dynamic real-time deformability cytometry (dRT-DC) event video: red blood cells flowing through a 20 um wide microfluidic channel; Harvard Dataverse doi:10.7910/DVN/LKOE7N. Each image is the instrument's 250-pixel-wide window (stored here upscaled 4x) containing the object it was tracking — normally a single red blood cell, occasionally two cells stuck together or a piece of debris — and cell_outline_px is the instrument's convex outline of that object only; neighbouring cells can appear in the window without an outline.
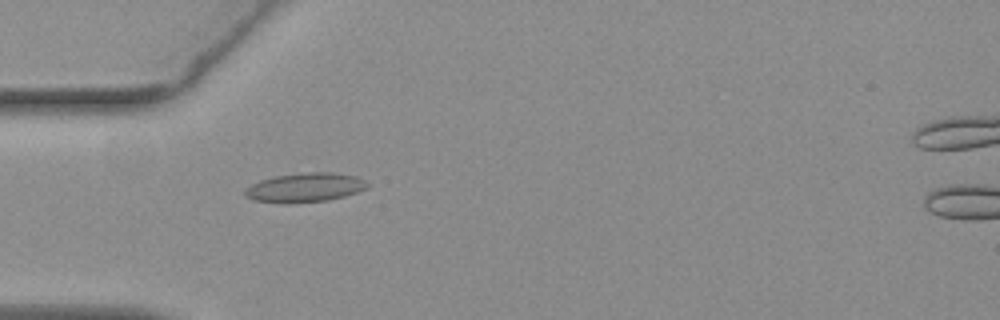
{"species": "common noctule bat (a hibernating species)", "species_latin": "Nyctalus noctula", "temperature_condition": "warm", "stored_images_in_passage": 44, "camera_frame_rate_fps": 3000, "um_per_image_px": 0.085, "animal": {"sex": "female", "body_mass_g": 19.3, "forearm_length_mm": 54.1}, "frame": {"image": 1, "passage_image": 6, "time_ms": 1.667, "image_size_px": [1000, 320], "cell_outline_px": [[368, 188], [344, 196], [328, 200], [252, 200], [244, 196], [244, 188], [260, 180], [276, 176], [308, 172], [332, 172], [356, 176], [364, 180], [368, 184]], "centroid_in_image_um": [25.96, 15.88], "position_along_channel_um": 59.0, "area_um2": 19.83}}
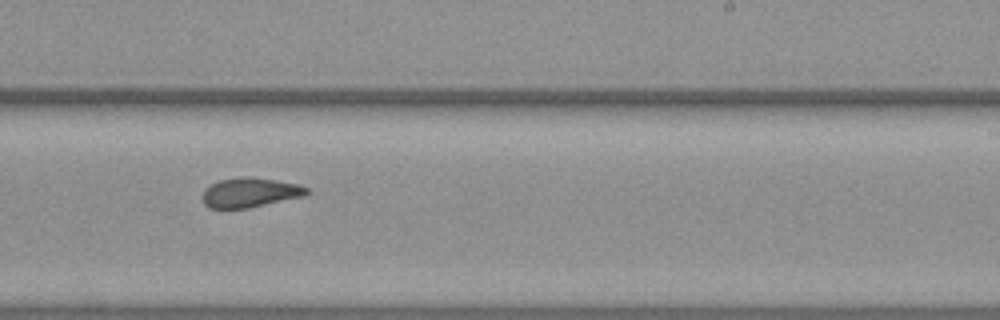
{"frame": {"image": 2, "passage_image": 23, "time_ms": 7.333, "image_size_px": [1000, 320], "cell_outline_px": [[312, 192], [304, 196], [248, 208], [208, 208], [204, 204], [204, 192], [212, 184], [220, 180], [276, 180], [296, 184], [308, 188]], "centroid_in_image_um": [21.31, 16.43], "position_along_channel_um": 267.7, "area_um2": 16.88}}
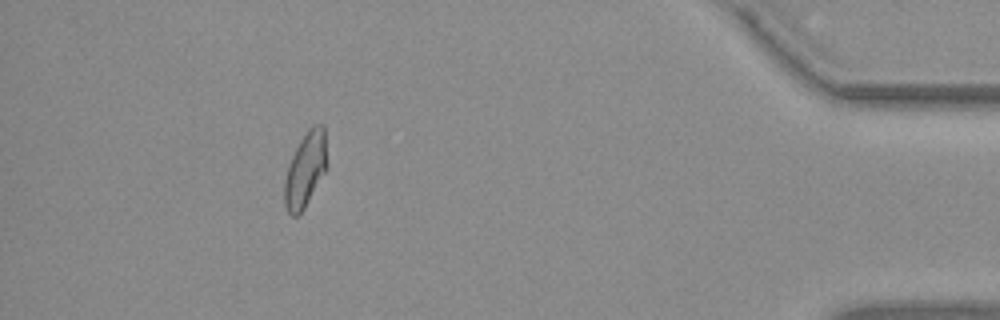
{"frame": {"image": 3, "passage_image": 39, "time_ms": 12.667, "image_size_px": [1000, 320], "cell_outline_px": [[328, 168], [304, 208], [296, 216], [292, 216], [288, 212], [284, 204], [284, 180], [288, 164], [300, 140], [308, 128], [312, 124], [324, 124], [328, 164]], "centroid_in_image_um": [25.98, 14.38], "position_along_channel_um": 409.2, "area_um2": 18.84}, "authors_computed_cell_mechanics": {"area_um2": 18.496, "velocity_mm_per_s": 3.735, "shape_relaxation_time_tau1_ms": null, "shape_relaxation_time_tau2_ms": 1.8838, "deformation_change_tau1": null, "deformation_change_tau2": 0.0691}}